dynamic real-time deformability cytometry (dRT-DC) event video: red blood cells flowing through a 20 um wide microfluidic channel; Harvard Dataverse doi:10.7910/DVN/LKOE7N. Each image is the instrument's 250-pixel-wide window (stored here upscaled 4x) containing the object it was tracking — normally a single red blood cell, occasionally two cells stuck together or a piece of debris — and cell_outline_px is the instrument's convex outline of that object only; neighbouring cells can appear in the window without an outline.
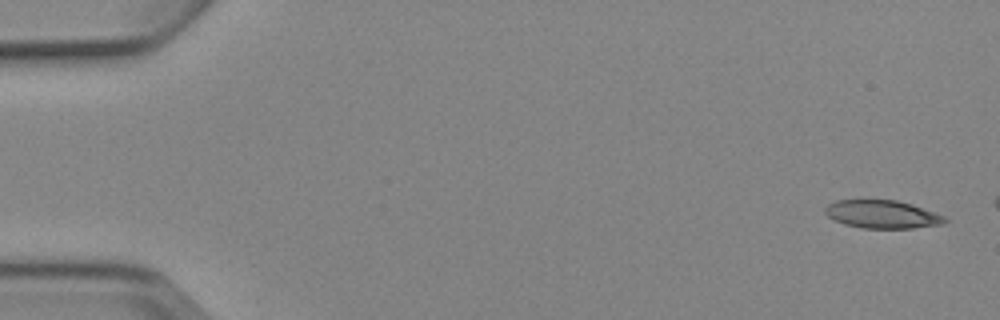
{"species": "Egyptian fruit bat (a non-hibernating species)", "species_latin": "Rousettus aegyptiacus", "temperature_condition": "cold", "stored_images_in_passage": 3, "camera_frame_rate_fps": 3000, "um_per_image_px": 0.085, "animal": {"sex": "female"}, "frame": {"image": 1, "passage_image": 1, "time_ms": 0.0, "image_size_px": [1000, 320], "cell_outline_px": [[948, 220], [944, 224], [912, 228], [864, 228], [844, 224], [828, 216], [824, 212], [824, 208], [828, 204], [836, 200], [896, 200], [912, 204], [944, 216]], "centroid_in_image_um": [74.99, 18.21], "position_along_channel_um": 10.0, "area_um2": 19.48}}